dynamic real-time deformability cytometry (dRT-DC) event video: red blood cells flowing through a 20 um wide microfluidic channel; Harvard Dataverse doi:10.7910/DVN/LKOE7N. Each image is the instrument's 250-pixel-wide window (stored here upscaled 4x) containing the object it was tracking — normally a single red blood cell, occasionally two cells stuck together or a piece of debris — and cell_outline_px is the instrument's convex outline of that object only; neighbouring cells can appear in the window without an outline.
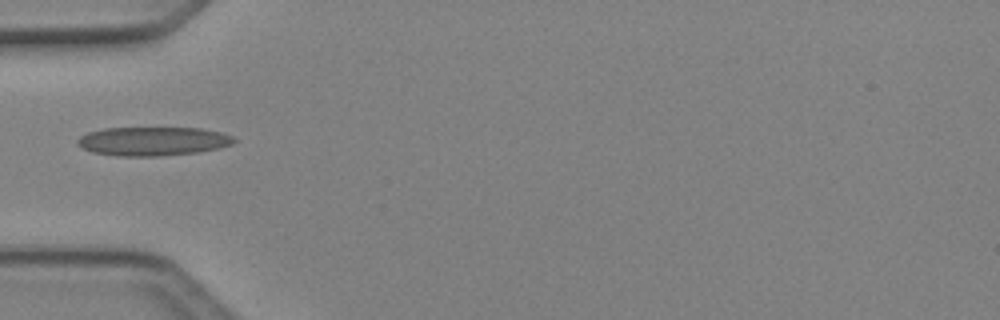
{"species": "Egyptian fruit bat (a non-hibernating species)", "species_latin": "Rousettus aegyptiacus", "temperature_condition": "cold", "stored_images_in_passage": 3, "camera_frame_rate_fps": 3000, "um_per_image_px": 0.085, "animal": {"sex": "female"}, "frame": {"image": 1, "passage_image": 1, "time_ms": 0.0, "image_size_px": [1000, 320], "cell_outline_px": [[236, 140], [232, 144], [220, 148], [196, 152], [160, 156], [116, 156], [92, 152], [76, 144], [76, 140], [80, 136], [88, 132], [104, 128], [200, 128], [220, 132], [232, 136]], "centroid_in_image_um": [12.97, 12.0], "position_along_channel_um": 72.0, "area_um2": 26.3}}
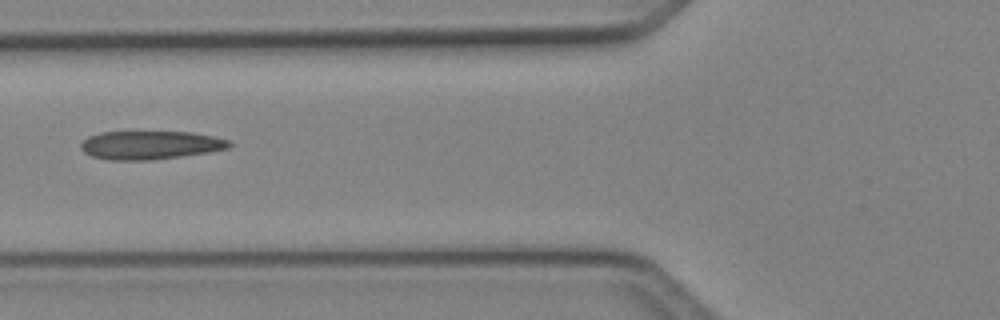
{"frame": {"image": 2, "passage_image": 2, "time_ms": 0.333, "image_size_px": [1000, 320], "cell_outline_px": [[232, 144], [228, 148], [208, 152], [180, 156], [148, 160], [108, 160], [92, 156], [84, 152], [80, 148], [80, 144], [88, 136], [100, 132], [192, 132], [232, 140]], "centroid_in_image_um": [12.76, 12.33], "position_along_channel_um": 113.0, "area_um2": 24.57}}
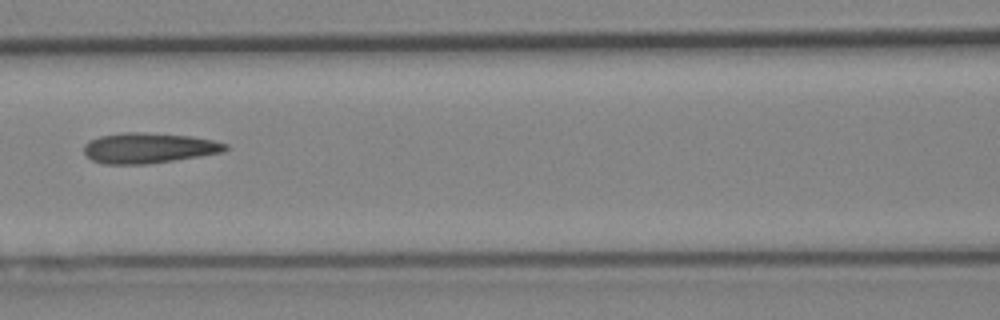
{"frame": {"image": 3, "passage_image": 3, "time_ms": 0.667, "image_size_px": [1000, 320], "cell_outline_px": [[228, 148], [224, 152], [148, 164], [104, 164], [92, 160], [84, 152], [84, 144], [88, 140], [100, 136], [124, 132], [140, 132], [192, 136], [212, 140], [228, 144]], "centroid_in_image_um": [12.63, 12.58], "position_along_channel_um": 154.0, "area_um2": 25.03}}